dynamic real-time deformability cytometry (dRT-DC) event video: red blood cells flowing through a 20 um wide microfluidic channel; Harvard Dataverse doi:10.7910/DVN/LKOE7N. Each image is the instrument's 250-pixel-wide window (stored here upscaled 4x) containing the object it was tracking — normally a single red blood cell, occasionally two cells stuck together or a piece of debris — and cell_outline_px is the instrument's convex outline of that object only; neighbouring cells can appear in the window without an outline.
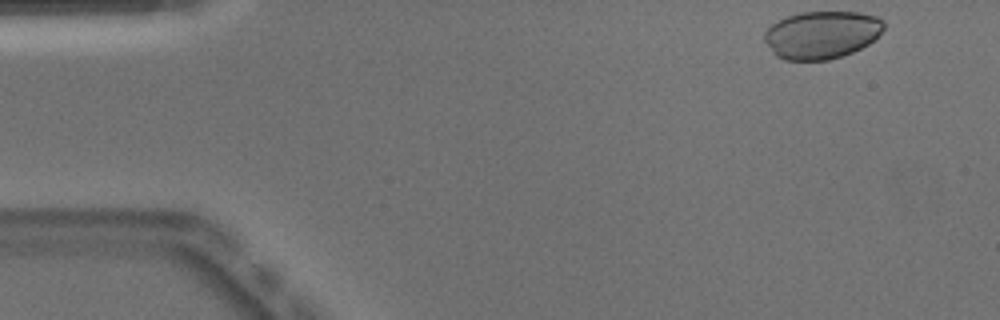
{"species": "Egyptian fruit bat (a non-hibernating species)", "species_latin": "Rousettus aegyptiacus", "temperature_condition": "warm", "stored_images_in_passage": 47, "camera_frame_rate_fps": 3000, "um_per_image_px": 0.085, "animal": {"sex": "male"}, "frame": {"image": 1, "passage_image": 1, "time_ms": 0.0, "image_size_px": [1000, 320], "cell_outline_px": [[884, 28], [868, 44], [852, 52], [828, 60], [784, 60], [776, 56], [772, 52], [764, 40], [764, 32], [772, 24], [788, 16], [800, 12], [856, 12], [876, 16], [884, 20]], "centroid_in_image_um": [69.82, 2.96], "position_along_channel_um": 15.2, "area_um2": 33.0}}
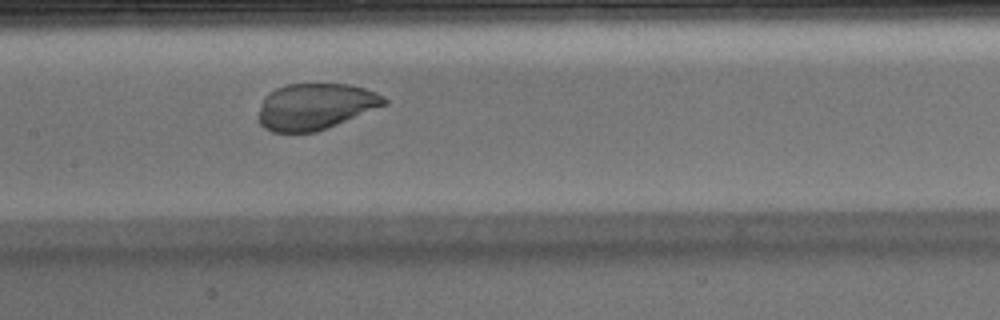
{"frame": {"image": 2, "passage_image": 21, "time_ms": 6.667, "image_size_px": [1000, 320], "cell_outline_px": [[388, 104], [316, 132], [272, 132], [264, 128], [260, 124], [256, 116], [264, 96], [268, 92], [276, 88], [288, 84], [348, 84], [364, 88], [376, 92], [384, 96], [388, 100]], "centroid_in_image_um": [26.77, 9.05], "position_along_channel_um": 180.6, "area_um2": 34.04}}
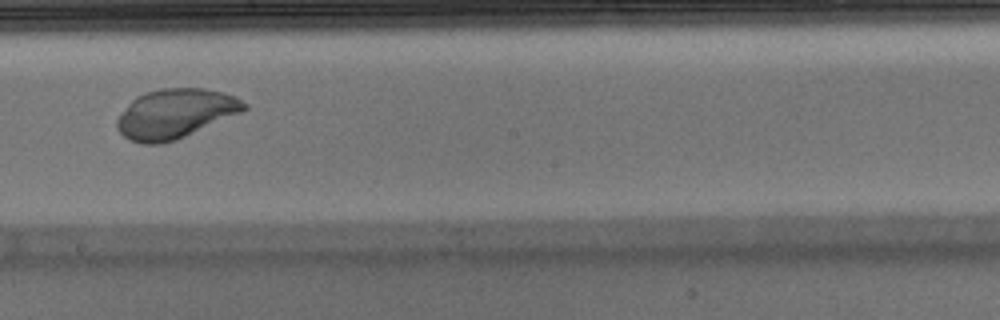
{"frame": {"image": 3, "passage_image": 25, "time_ms": 8.0, "image_size_px": [1000, 320], "cell_outline_px": [[248, 108], [244, 112], [176, 140], [164, 144], [144, 144], [128, 140], [116, 128], [116, 120], [128, 104], [136, 96], [144, 92], [160, 88], [204, 88], [236, 96], [248, 104]], "centroid_in_image_um": [14.91, 9.67], "position_along_channel_um": 233.3, "area_um2": 36.99}}